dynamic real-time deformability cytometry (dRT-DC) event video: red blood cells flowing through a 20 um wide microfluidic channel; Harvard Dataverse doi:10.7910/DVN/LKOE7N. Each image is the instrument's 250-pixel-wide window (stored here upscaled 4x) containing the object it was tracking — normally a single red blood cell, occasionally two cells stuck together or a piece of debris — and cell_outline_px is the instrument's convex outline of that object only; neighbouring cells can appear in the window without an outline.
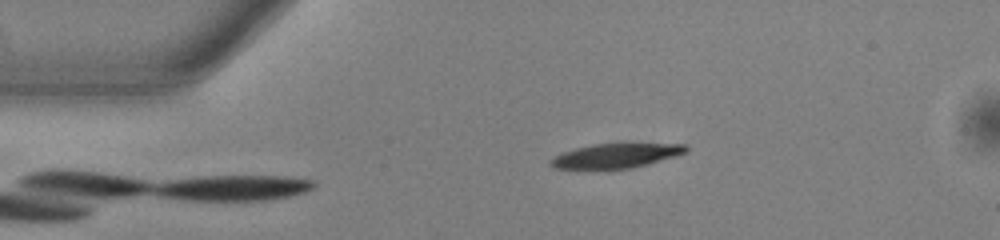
{"species": "common noctule bat (a hibernating species)", "species_latin": "Nyctalus noctula", "temperature_condition": "warm", "stored_images_in_passage": 44, "camera_frame_rate_fps": 3000, "um_per_image_px": 0.085, "animal": {"sex": "male", "body_mass_g": 13.0, "forearm_length_mm": 53.1}, "frame": {"image": 1, "passage_image": 2, "time_ms": 0.333, "image_size_px": [1000, 240], "cell_outline_px": [[688, 152], [676, 156], [648, 164], [628, 168], [552, 168], [548, 164], [548, 160], [552, 156], [576, 148], [592, 144], [688, 144]], "centroid_in_image_um": [52.34, 13.23], "position_along_channel_um": 32.7, "area_um2": 19.07}}
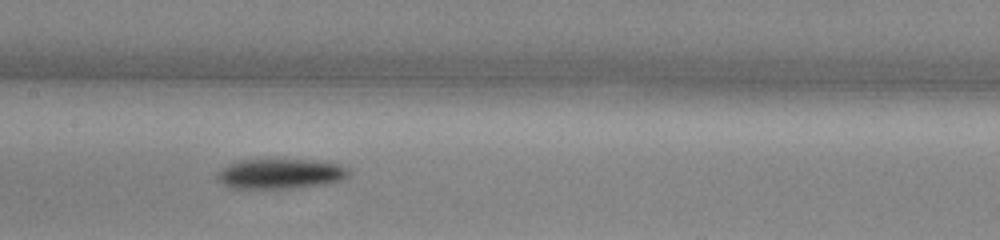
{"frame": {"image": 2, "passage_image": 17, "time_ms": 5.333, "image_size_px": [1000, 240], "cell_outline_px": [[348, 176], [340, 180], [324, 184], [288, 188], [232, 188], [224, 184], [216, 176], [216, 172], [220, 168], [228, 164], [240, 160], [312, 160], [340, 164], [348, 168]], "centroid_in_image_um": [23.8, 14.76], "position_along_channel_um": 183.6, "area_um2": 22.77}}
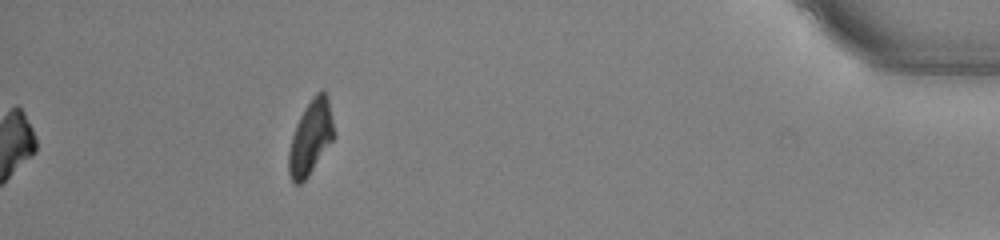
{"frame": {"image": 3, "passage_image": 39, "time_ms": 12.667, "image_size_px": [1000, 240], "cell_outline_px": [[336, 136], [308, 176], [300, 184], [296, 184], [292, 180], [288, 172], [288, 152], [292, 136], [296, 124], [304, 108], [312, 96], [316, 92], [324, 92], [328, 96], [336, 132]], "centroid_in_image_um": [26.42, 11.67], "position_along_channel_um": 408.8, "area_um2": 19.77}, "authors_computed_cell_mechanics": {"area_um2": 21.097, "velocity_mm_per_s": 3.888, "shape_relaxation_time_tau1_ms": 3.3733, "shape_relaxation_time_tau2_ms": null, "deformation_change_tau1": 0.1264, "deformation_change_tau2": null}}